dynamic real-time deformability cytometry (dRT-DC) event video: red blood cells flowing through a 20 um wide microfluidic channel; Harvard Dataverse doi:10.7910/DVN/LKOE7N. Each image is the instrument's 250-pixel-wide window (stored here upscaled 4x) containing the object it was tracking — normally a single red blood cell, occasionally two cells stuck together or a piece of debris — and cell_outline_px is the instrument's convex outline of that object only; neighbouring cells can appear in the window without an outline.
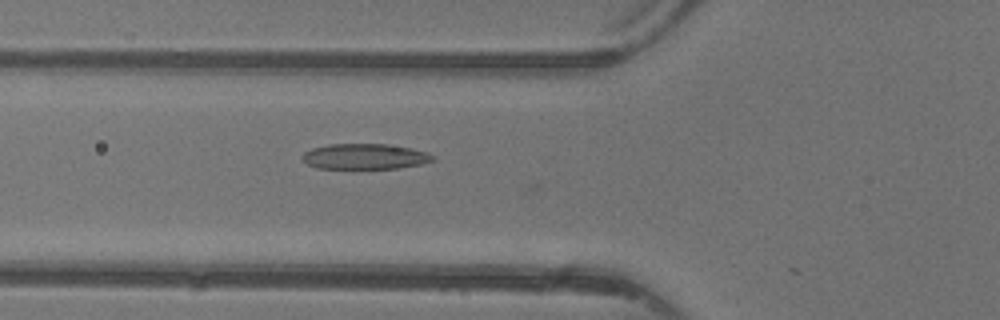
{"species": "common noctule bat (a hibernating species)", "species_latin": "Nyctalus noctula", "temperature_condition": "warm", "stored_images_in_passage": 24, "camera_frame_rate_fps": 3000, "um_per_image_px": 0.085, "animal": {"sex": "female"}, "frame": {"image": 1, "passage_image": 12, "time_ms": 3.667, "image_size_px": [1000, 320], "cell_outline_px": [[436, 160], [420, 164], [396, 168], [316, 168], [308, 164], [300, 156], [304, 152], [312, 148], [328, 144], [388, 144], [412, 148], [428, 152], [436, 156]], "centroid_in_image_um": [31.04, 13.29], "position_along_channel_um": 94.8, "area_um2": 19.48}}
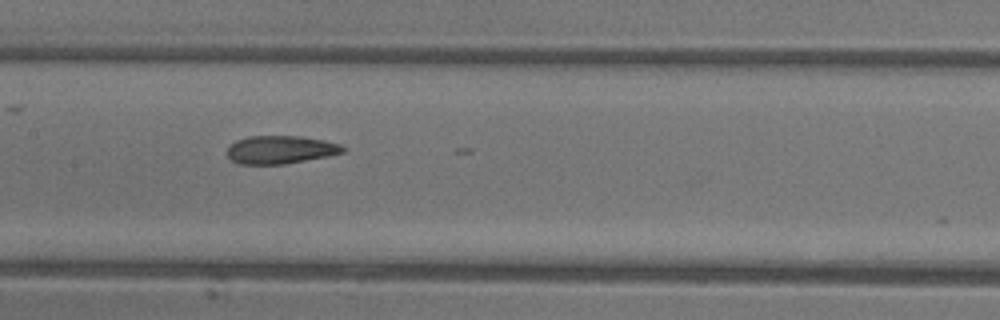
{"frame": {"image": 2, "passage_image": 18, "time_ms": 5.667, "image_size_px": [1000, 320], "cell_outline_px": [[344, 152], [328, 156], [284, 164], [240, 164], [232, 160], [228, 156], [228, 148], [236, 140], [248, 136], [300, 136], [324, 140], [340, 144], [344, 148]], "centroid_in_image_um": [23.84, 12.72], "position_along_channel_um": 183.6, "area_um2": 18.79}}
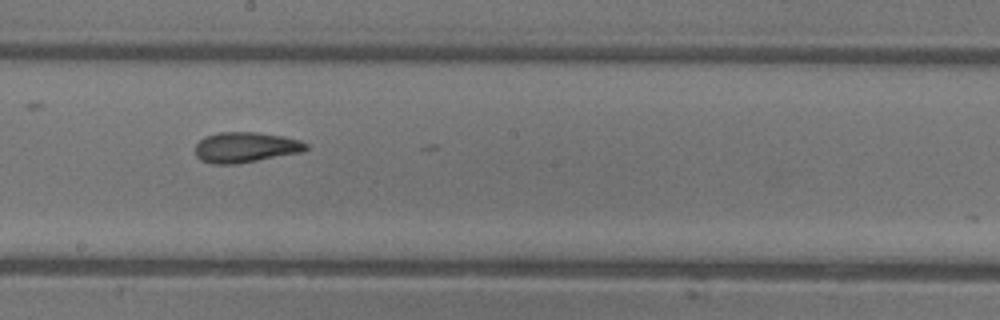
{"frame": {"image": 3, "passage_image": 21, "time_ms": 6.667, "image_size_px": [1000, 320], "cell_outline_px": [[308, 148], [300, 152], [236, 164], [212, 164], [200, 160], [196, 156], [196, 144], [204, 136], [220, 132], [256, 132], [284, 136], [300, 140], [308, 144]], "centroid_in_image_um": [20.85, 12.51], "position_along_channel_um": 227.4, "area_um2": 19.59}}